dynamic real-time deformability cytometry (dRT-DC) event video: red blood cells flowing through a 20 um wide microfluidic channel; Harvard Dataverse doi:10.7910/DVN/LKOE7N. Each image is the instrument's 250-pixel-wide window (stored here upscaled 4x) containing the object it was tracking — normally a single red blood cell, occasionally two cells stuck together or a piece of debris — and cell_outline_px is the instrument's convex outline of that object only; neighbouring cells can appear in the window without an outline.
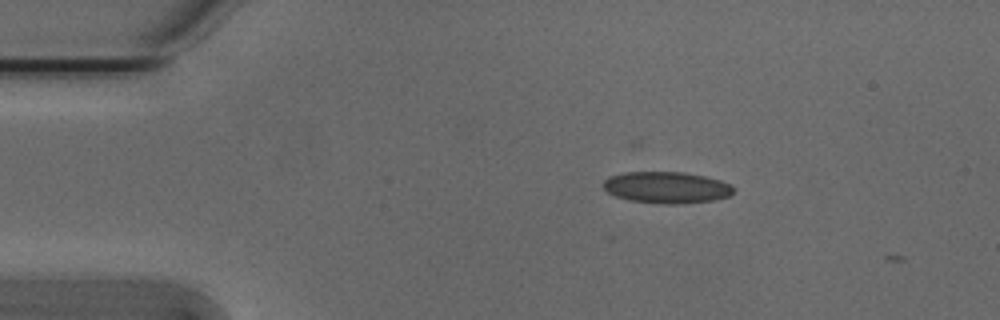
{"species": "Egyptian fruit bat (a non-hibernating species)", "species_latin": "Rousettus aegyptiacus", "temperature_condition": "cold", "stored_images_in_passage": 4, "camera_frame_rate_fps": 3000, "um_per_image_px": 0.085, "animal": {"sex": "male"}, "frame": {"image": 1, "passage_image": 2, "time_ms": 0.333, "image_size_px": [1000, 320], "cell_outline_px": [[732, 192], [728, 196], [712, 200], [680, 204], [664, 204], [628, 200], [616, 196], [608, 192], [604, 188], [604, 180], [608, 176], [624, 172], [684, 172], [704, 176], [720, 180], [728, 184], [732, 188]], "centroid_in_image_um": [56.61, 15.93], "position_along_channel_um": 28.4, "area_um2": 23.76}}